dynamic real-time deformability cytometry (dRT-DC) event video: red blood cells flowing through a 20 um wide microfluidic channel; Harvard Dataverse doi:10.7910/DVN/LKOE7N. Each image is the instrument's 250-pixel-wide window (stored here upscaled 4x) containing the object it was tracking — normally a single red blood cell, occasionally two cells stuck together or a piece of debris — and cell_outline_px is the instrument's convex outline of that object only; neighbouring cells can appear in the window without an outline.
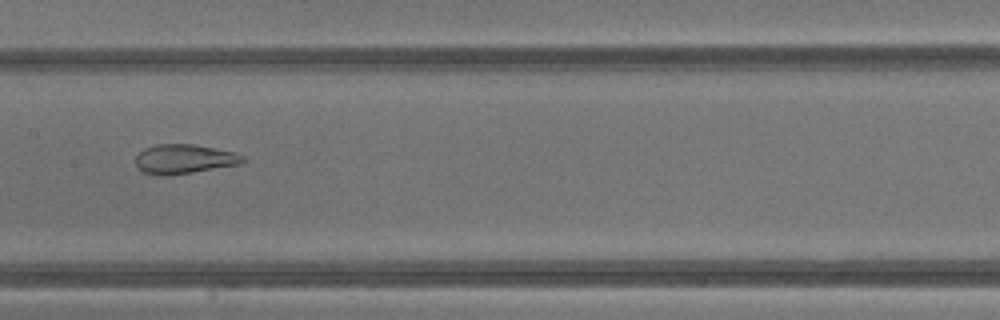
{"species": "common noctule bat (a hibernating species)", "species_latin": "Nyctalus noctula", "temperature_condition": "warm", "stored_images_in_passage": 43, "camera_frame_rate_fps": 3000, "um_per_image_px": 0.085, "animal": {"sex": "male", "body_mass_g": 13.3}, "frame": {"image": 1, "passage_image": 22, "time_ms": 7.0, "image_size_px": [1000, 320], "cell_outline_px": [[248, 160], [240, 164], [168, 176], [156, 176], [144, 172], [136, 164], [136, 156], [144, 148], [156, 144], [192, 144], [236, 152], [244, 156]], "centroid_in_image_um": [15.67, 13.52], "position_along_channel_um": 191.7, "area_um2": 18.44}}
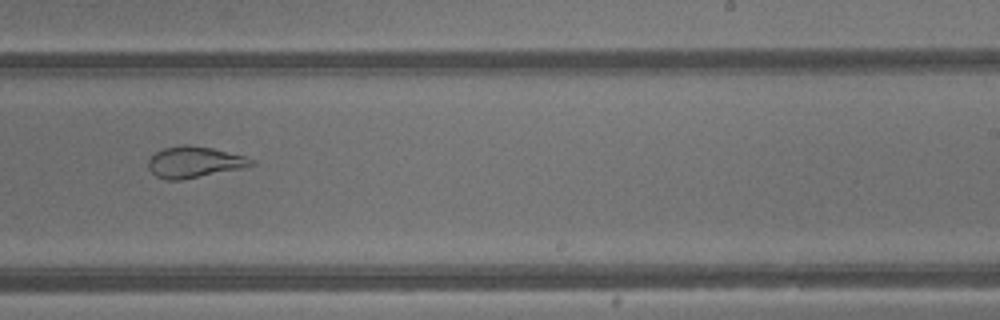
{"frame": {"image": 2, "passage_image": 27, "time_ms": 8.667, "image_size_px": [1000, 320], "cell_outline_px": [[256, 164], [240, 168], [180, 180], [164, 180], [156, 176], [148, 168], [148, 160], [156, 152], [164, 148], [184, 144], [212, 148], [244, 156], [252, 160]], "centroid_in_image_um": [16.47, 13.78], "position_along_channel_um": 272.5, "area_um2": 18.38}}
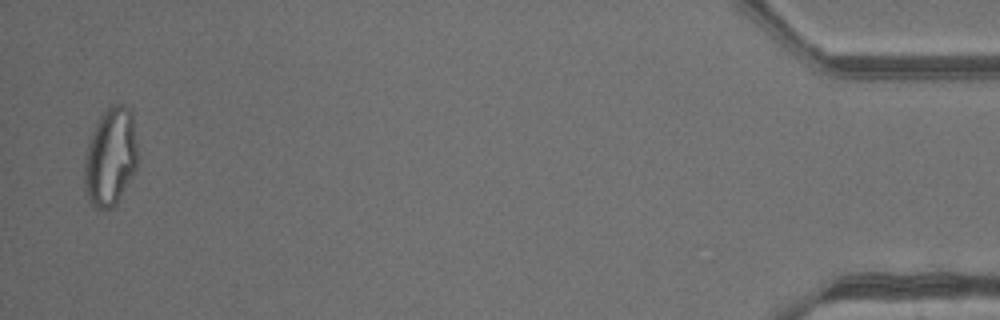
{"frame": {"image": 3, "passage_image": 42, "time_ms": 13.667, "image_size_px": [1000, 320], "cell_outline_px": [[136, 168], [116, 204], [112, 208], [96, 208], [88, 200], [84, 192], [84, 160], [88, 144], [92, 132], [104, 108], [112, 104], [124, 104], [132, 112], [136, 144]], "centroid_in_image_um": [9.36, 13.32], "position_along_channel_um": 425.8, "area_um2": 30.46}, "authors_computed_cell_mechanics": {"area_um2": 26.8192, "velocity_mm_per_s": 4.8728, "shape_relaxation_time_tau1_ms": null, "shape_relaxation_time_tau2_ms": 0.7771, "deformation_change_tau1": null, "deformation_change_tau2": 0.0869}}